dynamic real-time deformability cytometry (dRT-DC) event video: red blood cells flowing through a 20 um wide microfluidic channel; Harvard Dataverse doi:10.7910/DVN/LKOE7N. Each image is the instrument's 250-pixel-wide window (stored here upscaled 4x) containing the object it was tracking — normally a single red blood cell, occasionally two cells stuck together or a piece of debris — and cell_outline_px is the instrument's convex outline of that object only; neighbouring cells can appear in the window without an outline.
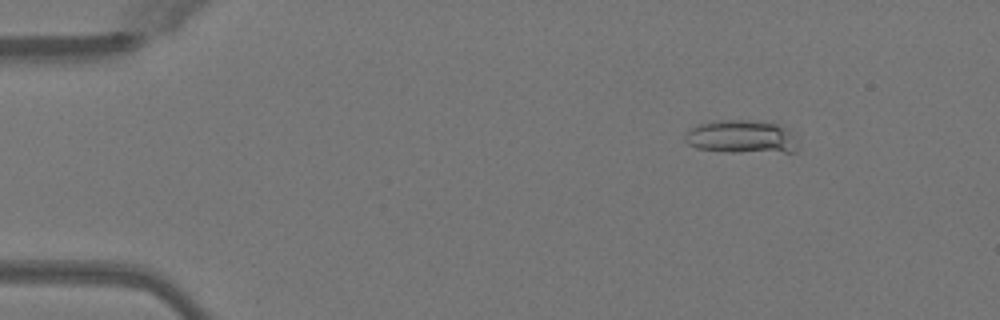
{"species": "Egyptian fruit bat (a non-hibernating species)", "species_latin": "Rousettus aegyptiacus", "temperature_condition": "warm", "stored_images_in_passage": 50, "camera_frame_rate_fps": 3000, "um_per_image_px": 0.085, "animal": {"sex": "female"}, "frame": {"image": 1, "passage_image": 7, "time_ms": 2.0, "image_size_px": [1000, 320], "cell_outline_px": [[796, 152], [724, 152], [696, 148], [688, 144], [684, 140], [684, 136], [696, 124], [716, 120], [752, 120], [776, 124], [784, 128], [796, 136]], "centroid_in_image_um": [63.0, 11.64], "position_along_channel_um": 22.0, "area_um2": 21.96}}
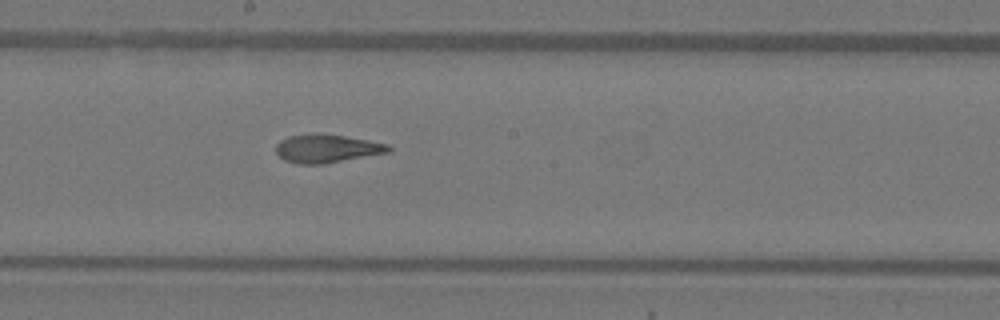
{"frame": {"image": 2, "passage_image": 28, "time_ms": 9.0, "image_size_px": [1000, 320], "cell_outline_px": [[392, 152], [324, 164], [296, 164], [284, 160], [276, 152], [276, 144], [280, 140], [288, 136], [344, 136], [368, 140], [388, 144], [392, 148]], "centroid_in_image_um": [27.83, 12.67], "position_along_channel_um": 220.4, "area_um2": 18.09}}
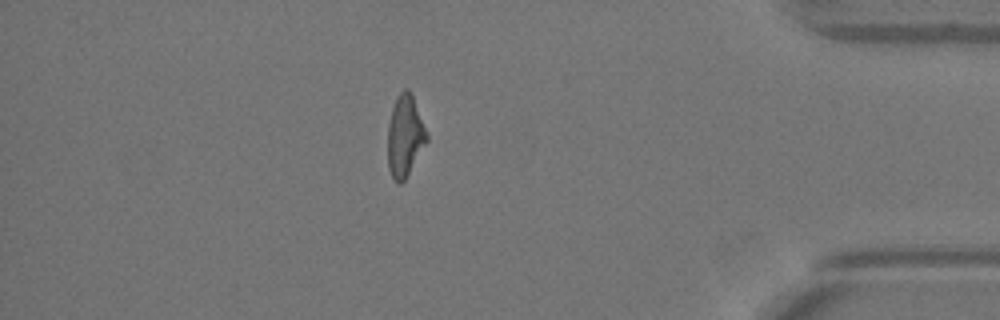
{"frame": {"image": 3, "passage_image": 44, "time_ms": 14.333, "image_size_px": [1000, 320], "cell_outline_px": [[428, 140], [404, 180], [400, 184], [396, 184], [388, 168], [388, 124], [392, 108], [396, 96], [404, 88], [408, 88], [412, 92], [428, 132]], "centroid_in_image_um": [34.43, 11.51], "position_along_channel_um": 400.8, "area_um2": 18.79}, "authors_computed_cell_mechanics": {"area_um2": 19.1318, "velocity_mm_per_s": 4.0874, "shape_relaxation_time_tau1_ms": 8.3028, "shape_relaxation_time_tau2_ms": 2.1686, "deformation_change_tau1": 0.2589, "deformation_change_tau2": 0.1158}}